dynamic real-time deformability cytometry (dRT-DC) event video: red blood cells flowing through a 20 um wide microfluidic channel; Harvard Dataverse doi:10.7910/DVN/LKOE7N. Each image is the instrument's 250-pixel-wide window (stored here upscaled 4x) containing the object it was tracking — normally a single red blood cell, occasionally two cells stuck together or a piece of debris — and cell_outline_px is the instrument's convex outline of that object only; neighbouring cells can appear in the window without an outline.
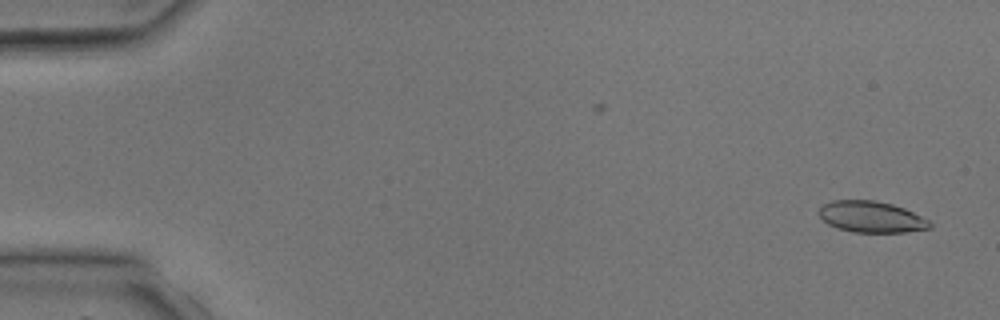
{"species": "common noctule bat (a hibernating species)", "species_latin": "Nyctalus noctula", "temperature_condition": "room temperature", "stored_images_in_passage": 2, "camera_frame_rate_fps": 3000, "um_per_image_px": 0.085, "animal": {"sex": "male", "body_mass_g": 17.9, "forearm_length_mm": 54.2}, "frame": {"image": 1, "passage_image": 2, "time_ms": 1.333, "image_size_px": [1000, 320], "cell_outline_px": [[932, 228], [904, 232], [852, 232], [836, 228], [828, 224], [816, 212], [824, 204], [832, 200], [876, 200], [892, 204], [904, 208], [928, 220], [932, 224]], "centroid_in_image_um": [74.04, 18.43], "position_along_channel_um": 11.0, "area_um2": 20.23}}